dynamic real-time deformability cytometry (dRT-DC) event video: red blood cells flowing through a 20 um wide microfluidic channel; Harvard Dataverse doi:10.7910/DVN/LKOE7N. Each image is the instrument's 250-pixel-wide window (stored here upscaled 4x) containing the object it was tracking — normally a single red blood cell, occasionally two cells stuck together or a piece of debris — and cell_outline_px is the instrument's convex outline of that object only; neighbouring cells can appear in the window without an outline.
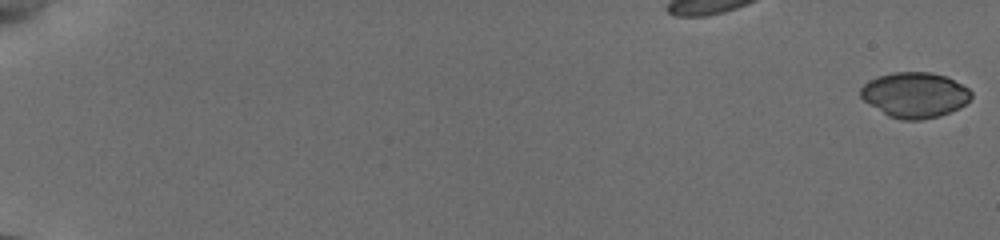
{"species": "common noctule bat (a hibernating species)", "species_latin": "Nyctalus noctula", "temperature_condition": "cold", "stored_images_in_passage": 7, "camera_frame_rate_fps": 3000, "um_per_image_px": 0.085, "animal": {"sex": "female", "body_mass_g": 19.5, "forearm_length_mm": 54.1}, "frame": {"image": 1, "passage_image": 1, "time_ms": 0.0, "image_size_px": [1000, 240], "cell_outline_px": [[972, 96], [960, 108], [940, 116], [920, 120], [900, 120], [888, 116], [864, 100], [860, 96], [860, 88], [868, 80], [876, 76], [892, 72], [932, 72], [948, 76], [968, 88], [972, 92]], "centroid_in_image_um": [77.76, 8.06], "position_along_channel_um": 7.2, "area_um2": 29.48}}